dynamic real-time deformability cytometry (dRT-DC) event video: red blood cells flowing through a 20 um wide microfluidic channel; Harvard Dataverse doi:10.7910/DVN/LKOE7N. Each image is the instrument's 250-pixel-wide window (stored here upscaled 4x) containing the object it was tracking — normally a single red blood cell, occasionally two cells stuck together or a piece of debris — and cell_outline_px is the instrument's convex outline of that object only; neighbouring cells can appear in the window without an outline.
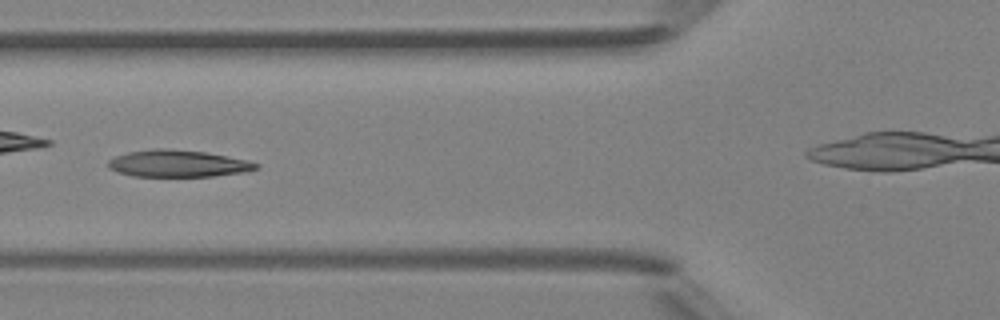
{"species": "Egyptian fruit bat (a non-hibernating species)", "species_latin": "Rousettus aegyptiacus", "temperature_condition": "room temperature", "stored_images_in_passage": 7, "segment_of_instrument_passage": [1, 2], "camera_frame_rate_fps": 3000, "um_per_image_px": 0.085, "animal": {"sex": "female"}, "frame": {"image": 1, "passage_image": 5, "time_ms": 4.667, "image_size_px": [1000, 320], "cell_outline_px": [[260, 164], [256, 168], [244, 172], [212, 176], [132, 176], [116, 172], [108, 168], [108, 160], [116, 156], [128, 152], [152, 148], [164, 148], [204, 152], [244, 160]], "centroid_in_image_um": [15.04, 13.9], "position_along_channel_um": 110.8, "area_um2": 22.95}}
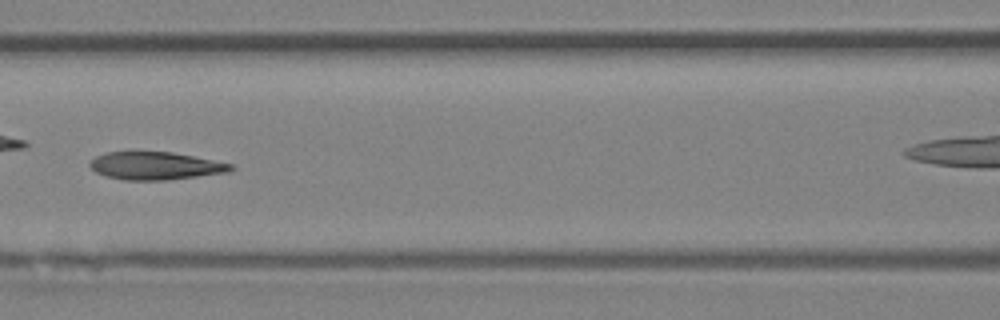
{"frame": {"image": 2, "passage_image": 6, "time_ms": 5.667, "image_size_px": [1000, 320], "cell_outline_px": [[236, 168], [228, 172], [168, 180], [124, 180], [108, 176], [96, 172], [88, 164], [88, 160], [96, 156], [108, 152], [172, 152], [232, 164]], "centroid_in_image_um": [13.2, 14.09], "position_along_channel_um": 153.4, "area_um2": 22.66}}